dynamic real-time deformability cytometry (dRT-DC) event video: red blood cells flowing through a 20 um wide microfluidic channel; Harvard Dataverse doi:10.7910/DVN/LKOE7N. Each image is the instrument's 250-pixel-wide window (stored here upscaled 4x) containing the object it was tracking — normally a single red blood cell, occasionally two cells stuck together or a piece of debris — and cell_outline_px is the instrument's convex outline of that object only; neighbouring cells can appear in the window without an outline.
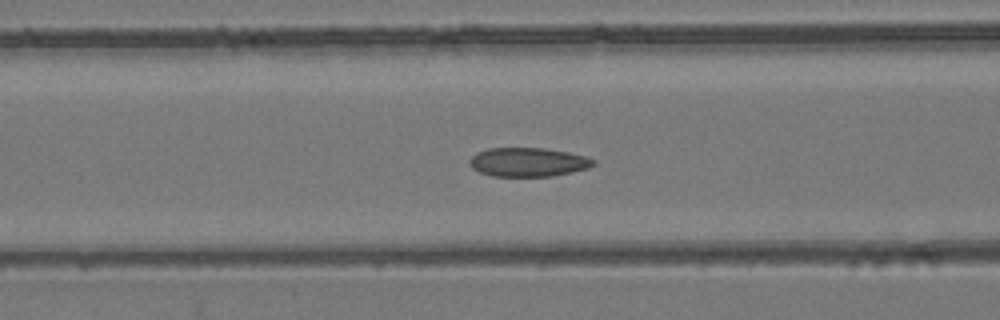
{"species": "common noctule bat (a hibernating species)", "species_latin": "Nyctalus noctula", "temperature_condition": "room temperature", "stored_images_in_passage": 55, "camera_frame_rate_fps": 3000, "um_per_image_px": 0.085, "animal": {"sex": "female", "body_mass_g": 24.6, "forearm_length_mm": 56.2}, "frame": {"image": 1, "passage_image": 23, "time_ms": 7.333, "image_size_px": [1000, 320], "cell_outline_px": [[596, 164], [588, 168], [572, 172], [552, 176], [492, 176], [480, 172], [472, 168], [468, 160], [476, 152], [488, 148], [544, 148], [568, 152], [584, 156], [596, 160]], "centroid_in_image_um": [44.88, 13.78], "position_along_channel_um": 121.7, "area_um2": 20.92}}
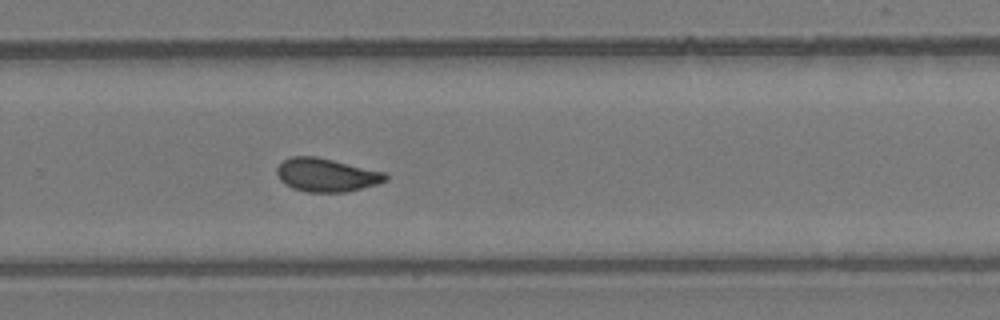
{"frame": {"image": 2, "passage_image": 37, "time_ms": 12.0, "image_size_px": [1000, 320], "cell_outline_px": [[388, 180], [376, 184], [348, 192], [308, 192], [292, 188], [284, 184], [280, 180], [276, 172], [276, 168], [284, 160], [292, 156], [316, 156], [384, 172], [388, 176]], "centroid_in_image_um": [27.73, 14.88], "position_along_channel_um": 302.1, "area_um2": 21.1}}
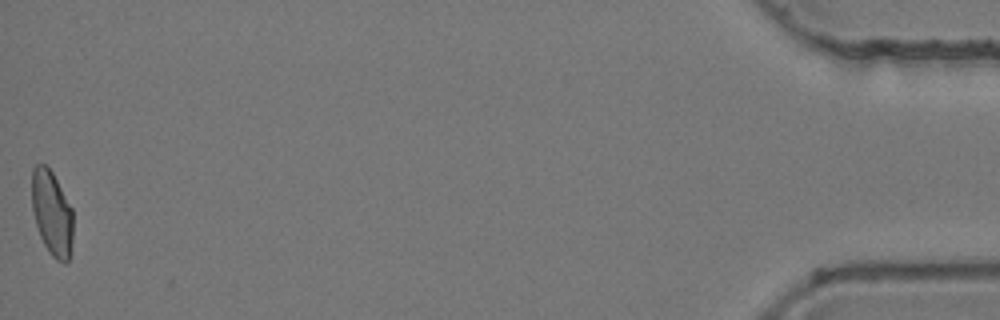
{"frame": {"image": 3, "passage_image": 55, "time_ms": 18.0, "image_size_px": [1000, 320], "cell_outline_px": [[72, 240], [68, 260], [64, 264], [56, 260], [48, 252], [40, 236], [36, 224], [32, 208], [32, 168], [36, 164], [44, 164], [52, 172], [72, 208]], "centroid_in_image_um": [4.4, 18.13], "position_along_channel_um": 430.8, "area_um2": 20.29}, "authors_computed_cell_mechanics": {"area_um2": 21.097, "velocity_mm_per_s": 3.8682, "shape_relaxation_time_tau1_ms": null, "shape_relaxation_time_tau2_ms": 1.964, "deformation_change_tau1": null, "deformation_change_tau2": 0.0642}}